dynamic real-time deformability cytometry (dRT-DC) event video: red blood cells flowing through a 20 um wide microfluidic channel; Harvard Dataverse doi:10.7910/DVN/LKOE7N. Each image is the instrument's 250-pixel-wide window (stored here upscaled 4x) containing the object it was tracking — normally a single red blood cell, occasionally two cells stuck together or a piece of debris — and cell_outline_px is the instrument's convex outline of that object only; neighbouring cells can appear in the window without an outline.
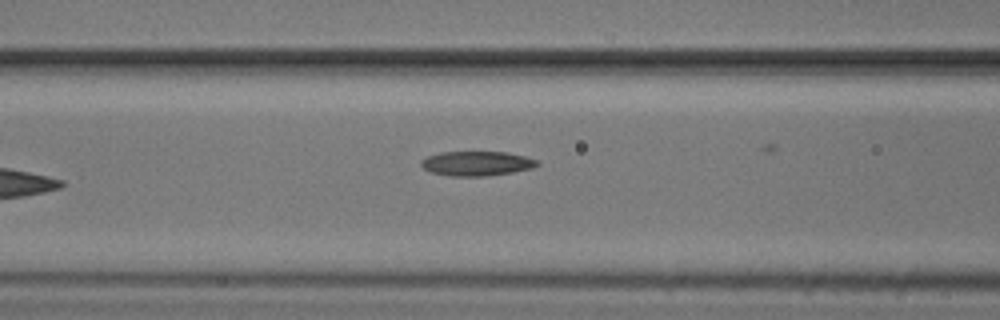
{"species": "common noctule bat (a hibernating species)", "species_latin": "Nyctalus noctula", "temperature_condition": "cold", "stored_images_in_passage": 8, "camera_frame_rate_fps": 3000, "um_per_image_px": 0.085, "animal": {"sex": "male", "body_mass_g": 20.5, "forearm_length_mm": 52.5}, "frame": {"image": 1, "passage_image": 7, "time_ms": 8.0, "image_size_px": [1000, 320], "cell_outline_px": [[540, 164], [532, 168], [512, 172], [484, 176], [452, 176], [432, 172], [424, 168], [420, 164], [420, 160], [428, 156], [440, 152], [508, 152], [540, 160]], "centroid_in_image_um": [40.54, 13.89], "position_along_channel_um": 126.1, "area_um2": 16.59}}